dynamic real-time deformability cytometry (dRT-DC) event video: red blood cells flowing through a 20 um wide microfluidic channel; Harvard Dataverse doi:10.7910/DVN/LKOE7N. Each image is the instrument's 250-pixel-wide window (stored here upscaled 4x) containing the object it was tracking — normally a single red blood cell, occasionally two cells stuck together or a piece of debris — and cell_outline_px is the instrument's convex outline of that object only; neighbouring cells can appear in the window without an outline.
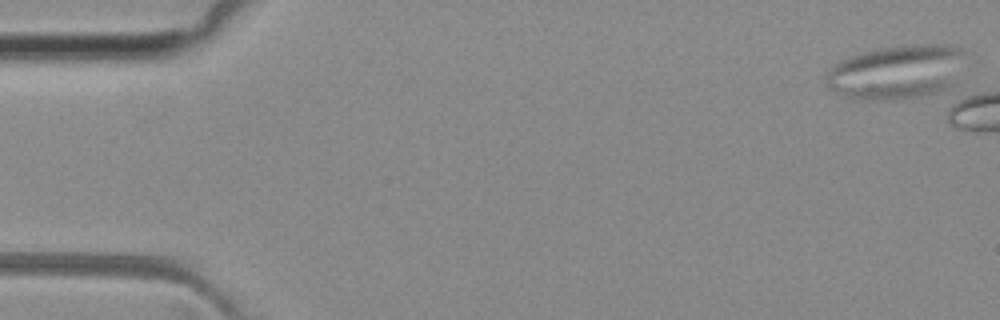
{"species": "common noctule bat (a hibernating species)", "species_latin": "Nyctalus noctula", "temperature_condition": "room temperature", "stored_images_in_passage": 1, "camera_frame_rate_fps": 3000, "um_per_image_px": 0.085, "animal": {"sex": "female", "body_mass_g": 29.2, "forearm_length_mm": 56.3}, "frame": {"image": 1, "passage_image": 1, "time_ms": 0.0, "image_size_px": [1000, 320], "cell_outline_px": [[964, 52], [952, 84], [936, 92], [920, 96], [848, 96], [828, 88], [828, 72], [836, 64], [852, 56], [880, 48], [924, 44], [944, 44], [960, 48]], "centroid_in_image_um": [76.25, 6.05], "position_along_channel_um": 8.8, "area_um2": 41.04}}